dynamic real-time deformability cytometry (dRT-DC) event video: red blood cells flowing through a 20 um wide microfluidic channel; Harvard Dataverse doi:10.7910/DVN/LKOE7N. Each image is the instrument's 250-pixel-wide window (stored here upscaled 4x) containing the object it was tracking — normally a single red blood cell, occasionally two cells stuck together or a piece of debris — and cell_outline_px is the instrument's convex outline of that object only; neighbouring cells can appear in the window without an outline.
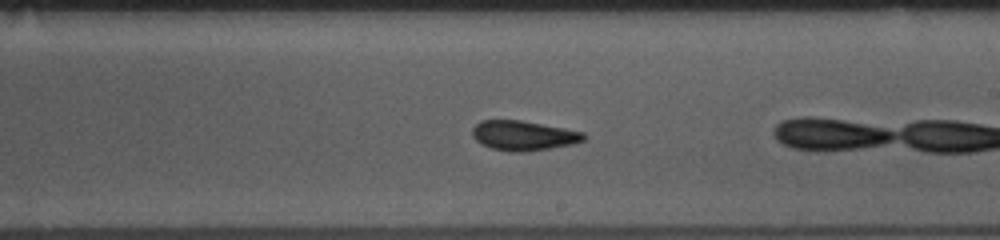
{"species": "common noctule bat (a hibernating species)", "species_latin": "Nyctalus noctula", "temperature_condition": "room temperature", "stored_images_in_passage": 25, "camera_frame_rate_fps": 3000, "um_per_image_px": 0.085, "animal": {"sex": "female", "body_mass_g": 10.0, "forearm_length_mm": 53.1}, "frame": {"image": 1, "passage_image": 14, "time_ms": 4.333, "image_size_px": [1000, 240], "cell_outline_px": [[588, 136], [584, 140], [572, 144], [524, 152], [508, 152], [492, 148], [480, 144], [472, 136], [472, 128], [480, 120], [520, 120], [564, 128], [584, 132]], "centroid_in_image_um": [44.47, 11.52], "position_along_channel_um": 244.5, "area_um2": 19.36}}
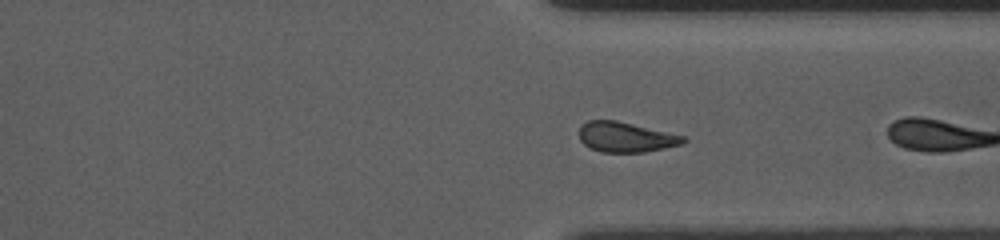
{"frame": {"image": 2, "passage_image": 23, "time_ms": 7.333, "image_size_px": [1000, 240], "cell_outline_px": [[688, 140], [684, 144], [644, 152], [600, 152], [584, 144], [580, 140], [580, 128], [588, 120], [616, 120], [688, 136]], "centroid_in_image_um": [53.27, 11.65], "position_along_channel_um": 358.1, "area_um2": 18.38}}